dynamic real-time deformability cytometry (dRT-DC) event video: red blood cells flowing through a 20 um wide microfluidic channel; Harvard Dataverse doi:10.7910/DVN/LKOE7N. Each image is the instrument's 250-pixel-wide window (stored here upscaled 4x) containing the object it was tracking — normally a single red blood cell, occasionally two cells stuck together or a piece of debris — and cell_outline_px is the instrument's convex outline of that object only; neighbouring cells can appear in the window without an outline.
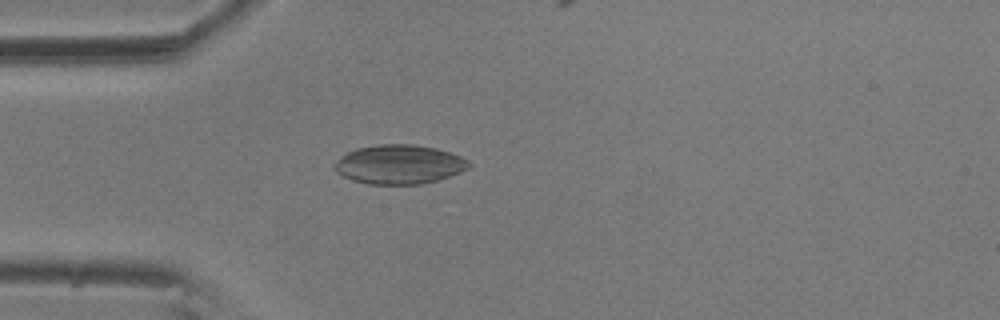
{"species": "common noctule bat (a hibernating species)", "species_latin": "Nyctalus noctula", "temperature_condition": "room temperature", "stored_images_in_passage": 4, "camera_frame_rate_fps": 3000, "um_per_image_px": 0.085, "animal": {"sex": "male", "body_mass_g": 20.5, "forearm_length_mm": 52.5}, "frame": {"image": 1, "passage_image": 3, "time_ms": 0.667, "image_size_px": [1000, 320], "cell_outline_px": [[472, 168], [436, 180], [420, 184], [368, 184], [352, 180], [336, 172], [332, 168], [336, 160], [340, 156], [356, 148], [380, 144], [412, 144], [436, 148], [460, 156], [468, 160], [472, 164]], "centroid_in_image_um": [33.92, 13.97], "position_along_channel_um": 51.1, "area_um2": 30.75}}